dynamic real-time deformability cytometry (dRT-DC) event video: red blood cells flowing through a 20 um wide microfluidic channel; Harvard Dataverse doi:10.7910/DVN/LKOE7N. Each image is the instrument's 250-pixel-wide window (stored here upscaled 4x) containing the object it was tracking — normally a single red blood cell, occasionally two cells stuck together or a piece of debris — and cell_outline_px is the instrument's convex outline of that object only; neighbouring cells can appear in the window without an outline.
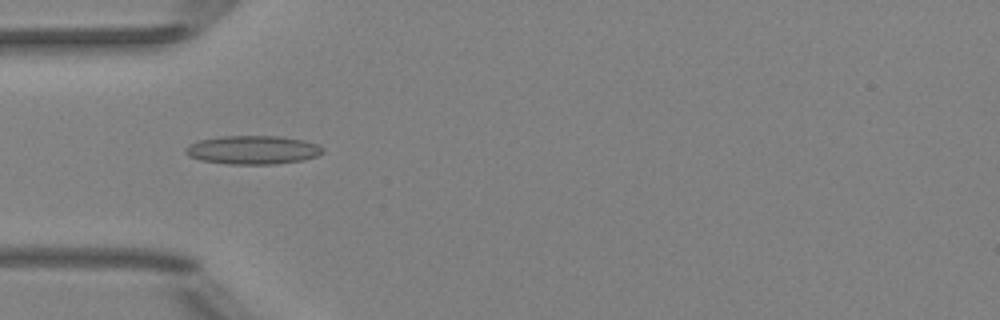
{"species": "Egyptian fruit bat (a non-hibernating species)", "species_latin": "Rousettus aegyptiacus", "temperature_condition": "room temperature", "stored_images_in_passage": 36, "camera_frame_rate_fps": 3000, "um_per_image_px": 0.085, "animal": {"sex": "female"}, "frame": {"image": 1, "passage_image": 1, "time_ms": 0.0, "image_size_px": [1000, 320], "cell_outline_px": [[324, 152], [316, 156], [304, 160], [276, 164], [228, 164], [200, 160], [188, 156], [184, 152], [184, 148], [188, 144], [200, 140], [220, 136], [280, 136], [304, 140], [316, 144], [324, 148]], "centroid_in_image_um": [21.47, 12.74], "position_along_channel_um": 63.5, "area_um2": 23.06}}
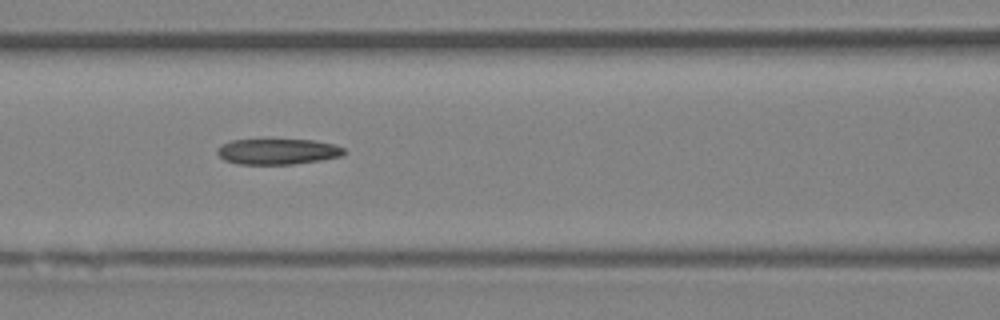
{"frame": {"image": 2, "passage_image": 7, "time_ms": 2.0, "image_size_px": [1000, 320], "cell_outline_px": [[348, 152], [340, 156], [320, 160], [292, 164], [240, 164], [224, 160], [216, 152], [220, 144], [232, 140], [312, 140], [332, 144], [344, 148]], "centroid_in_image_um": [23.59, 12.88], "position_along_channel_um": 143.0, "area_um2": 18.84}}
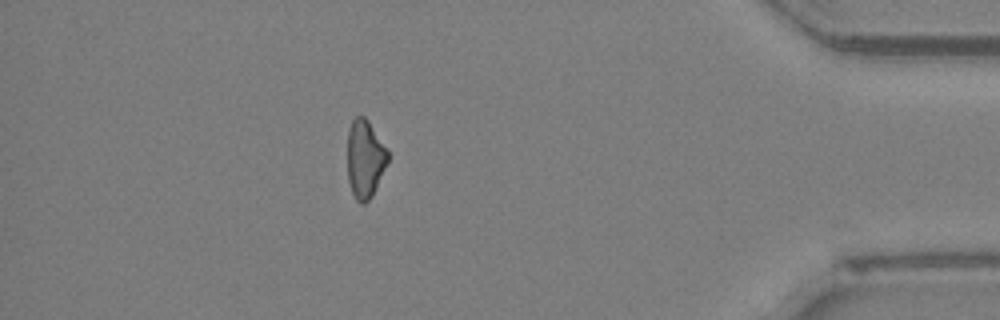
{"frame": {"image": 3, "passage_image": 30, "time_ms": 9.667, "image_size_px": [1000, 320], "cell_outline_px": [[388, 160], [372, 196], [364, 204], [360, 204], [356, 200], [352, 192], [348, 180], [348, 132], [352, 120], [356, 116], [364, 116], [368, 120], [388, 152]], "centroid_in_image_um": [31.0, 13.52], "position_along_channel_um": 404.2, "area_um2": 18.09}}